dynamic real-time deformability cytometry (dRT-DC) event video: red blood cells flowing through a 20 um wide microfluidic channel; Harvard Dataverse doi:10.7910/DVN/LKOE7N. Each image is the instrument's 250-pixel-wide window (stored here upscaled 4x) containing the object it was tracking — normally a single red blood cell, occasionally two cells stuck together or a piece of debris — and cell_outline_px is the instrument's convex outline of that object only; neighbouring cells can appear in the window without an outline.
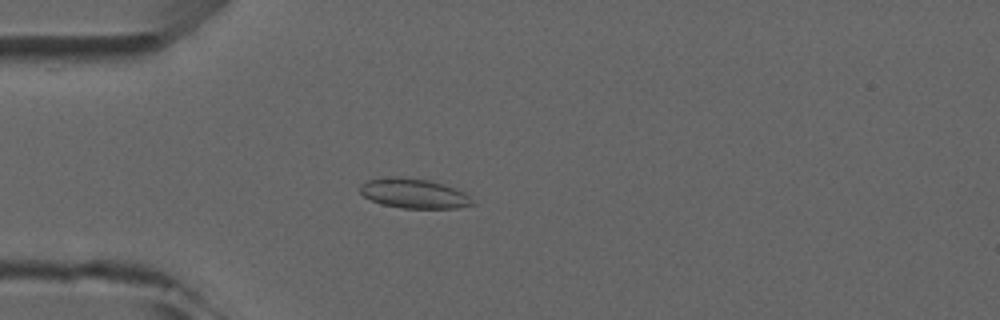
{"species": "common noctule bat (a hibernating species)", "species_latin": "Nyctalus noctula", "temperature_condition": "room temperature", "stored_images_in_passage": 4, "camera_frame_rate_fps": 3000, "um_per_image_px": 0.085, "animal": {"sex": "male", "forearm_length_mm": 52.5}, "frame": {"image": 1, "passage_image": 4, "time_ms": 4.333, "image_size_px": [1000, 320], "cell_outline_px": [[476, 204], [456, 208], [400, 208], [380, 204], [364, 196], [360, 192], [360, 184], [368, 180], [392, 176], [400, 176], [428, 180], [456, 188], [464, 192]], "centroid_in_image_um": [35.17, 16.44], "position_along_channel_um": 49.8, "area_um2": 19.48}}